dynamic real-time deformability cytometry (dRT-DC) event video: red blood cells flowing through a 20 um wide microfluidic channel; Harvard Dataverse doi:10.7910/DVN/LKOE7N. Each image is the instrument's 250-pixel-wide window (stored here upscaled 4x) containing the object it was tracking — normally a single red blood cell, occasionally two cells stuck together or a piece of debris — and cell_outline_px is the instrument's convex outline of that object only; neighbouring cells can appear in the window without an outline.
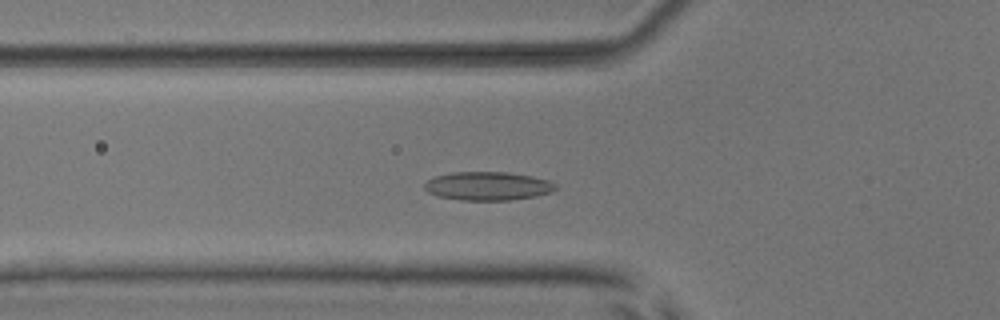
{"species": "common noctule bat (a hibernating species)", "species_latin": "Nyctalus noctula", "temperature_condition": "room temperature", "stored_images_in_passage": 50, "camera_frame_rate_fps": 3000, "um_per_image_px": 0.085, "animal": {"sex": "male", "body_mass_g": 17.9, "forearm_length_mm": 54.2}, "frame": {"image": 1, "passage_image": 16, "time_ms": 5.0, "image_size_px": [1000, 320], "cell_outline_px": [[556, 188], [552, 192], [536, 196], [508, 200], [460, 200], [440, 196], [428, 192], [424, 188], [424, 184], [428, 180], [436, 176], [452, 172], [508, 172], [532, 176], [548, 180], [556, 184]], "centroid_in_image_um": [41.48, 15.81], "position_along_channel_um": 84.3, "area_um2": 21.73}}
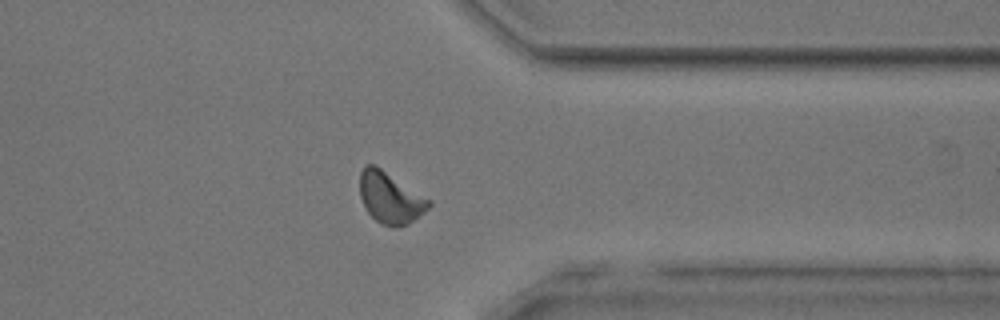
{"frame": {"image": 2, "passage_image": 39, "time_ms": 12.667, "image_size_px": [1000, 320], "cell_outline_px": [[432, 204], [424, 212], [408, 224], [400, 228], [392, 228], [380, 224], [364, 208], [360, 196], [360, 172], [364, 164], [376, 164], [432, 200]], "centroid_in_image_um": [33.17, 16.8], "position_along_channel_um": 378.2, "area_um2": 21.15}}
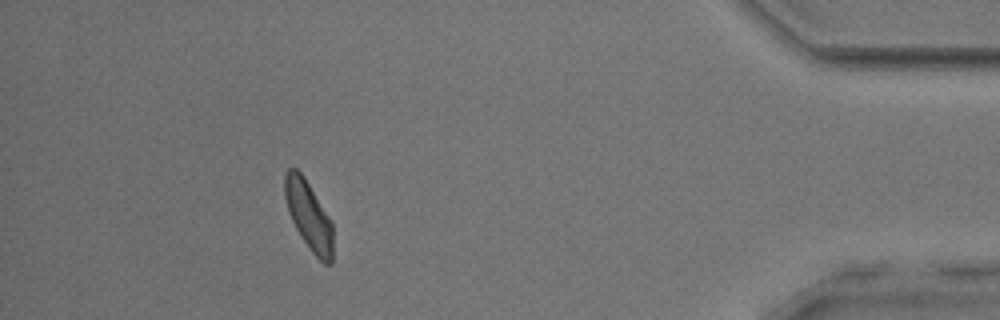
{"frame": {"image": 3, "passage_image": 45, "time_ms": 14.667, "image_size_px": [1000, 320], "cell_outline_px": [[332, 264], [324, 264], [312, 252], [300, 236], [288, 212], [284, 196], [284, 172], [288, 168], [296, 168], [304, 176], [328, 216], [332, 224]], "centroid_in_image_um": [26.21, 18.3], "position_along_channel_um": 409.0, "area_um2": 19.19}, "authors_computed_cell_mechanics": {"area_um2": 20.1722, "velocity_mm_per_s": 3.8982, "shape_relaxation_time_tau1_ms": 4.0169, "shape_relaxation_time_tau2_ms": 2.6846, "deformation_change_tau1": 0.0956, "deformation_change_tau2": 0.0835}}